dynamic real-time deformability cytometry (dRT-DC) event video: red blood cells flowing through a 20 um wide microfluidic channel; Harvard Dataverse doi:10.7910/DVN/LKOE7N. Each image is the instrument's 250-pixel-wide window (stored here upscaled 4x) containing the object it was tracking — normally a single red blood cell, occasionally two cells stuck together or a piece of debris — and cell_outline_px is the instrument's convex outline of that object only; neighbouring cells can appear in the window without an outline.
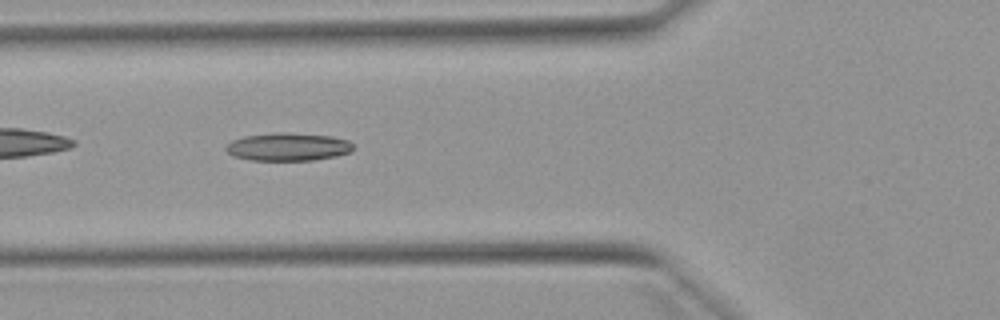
{"species": "Egyptian fruit bat (a non-hibernating species)", "species_latin": "Rousettus aegyptiacus", "temperature_condition": "warm", "stored_images_in_passage": 50, "camera_frame_rate_fps": 3000, "um_per_image_px": 0.085, "animal": {"sex": "female"}, "frame": {"image": 1, "passage_image": 17, "time_ms": 5.333, "image_size_px": [1000, 320], "cell_outline_px": [[352, 148], [348, 152], [336, 156], [312, 160], [252, 160], [232, 156], [224, 148], [232, 140], [244, 136], [276, 132], [288, 132], [332, 136], [348, 140], [352, 144]], "centroid_in_image_um": [24.45, 12.47], "position_along_channel_um": 101.4, "area_um2": 20.69}}
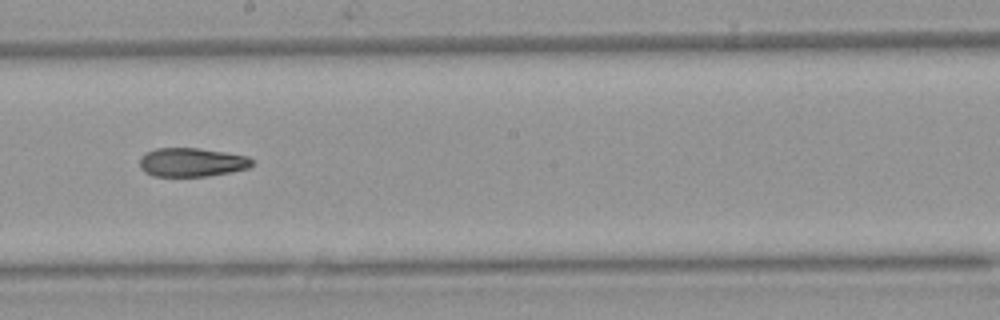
{"frame": {"image": 2, "passage_image": 27, "time_ms": 8.667, "image_size_px": [1000, 320], "cell_outline_px": [[252, 164], [248, 168], [208, 176], [152, 176], [144, 172], [140, 168], [140, 156], [144, 152], [156, 148], [200, 148], [248, 156], [252, 160]], "centroid_in_image_um": [16.24, 13.79], "position_along_channel_um": 232.0, "area_um2": 18.9}}
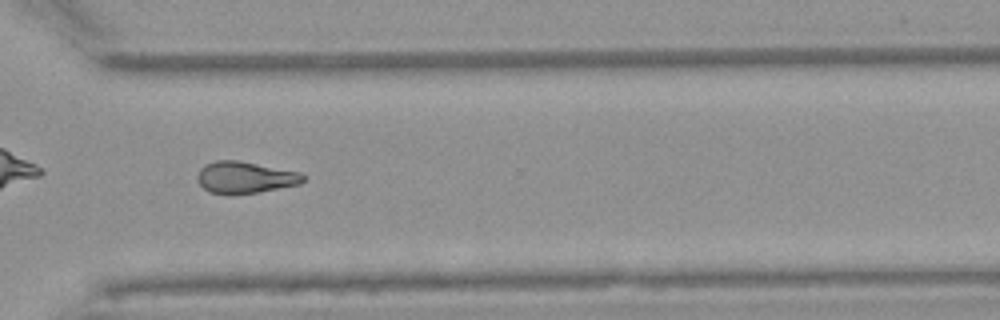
{"frame": {"image": 3, "passage_image": 36, "time_ms": 11.667, "image_size_px": [1000, 320], "cell_outline_px": [[304, 180], [300, 184], [256, 192], [208, 192], [196, 180], [196, 176], [200, 168], [204, 164], [216, 160], [236, 160], [300, 172], [304, 176]], "centroid_in_image_um": [20.8, 15.04], "position_along_channel_um": 349.8, "area_um2": 19.02}, "authors_computed_cell_mechanics": {"area_um2": 19.9121, "velocity_mm_per_s": 3.9276, "shape_relaxation_time_tau1_ms": 7.244, "shape_relaxation_time_tau2_ms": 7.2182, "deformation_change_tau1": 0.1712, "deformation_change_tau2": 0.1781}}